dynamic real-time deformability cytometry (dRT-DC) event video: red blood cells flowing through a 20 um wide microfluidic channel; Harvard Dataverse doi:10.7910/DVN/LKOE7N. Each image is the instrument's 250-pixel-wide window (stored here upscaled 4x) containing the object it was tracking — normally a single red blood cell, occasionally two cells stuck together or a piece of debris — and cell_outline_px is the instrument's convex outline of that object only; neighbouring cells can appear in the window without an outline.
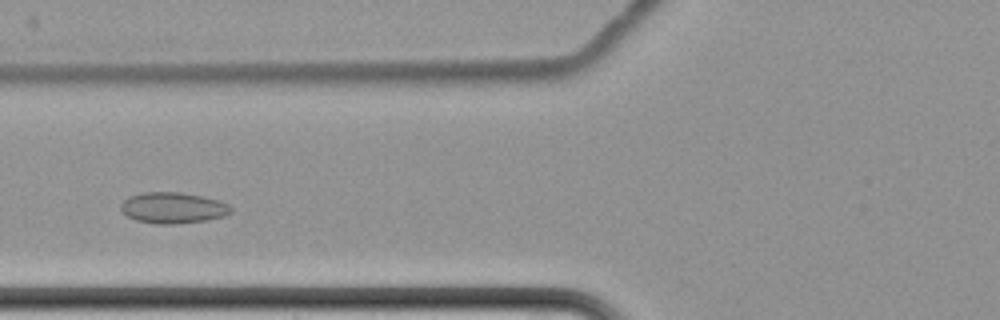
{"species": "common noctule bat (a hibernating species)", "species_latin": "Nyctalus noctula", "temperature_condition": "cold", "stored_images_in_passage": 11, "camera_frame_rate_fps": 3000, "um_per_image_px": 0.085, "animal": {"sex": "female", "body_mass_g": 22.7, "forearm_length_mm": 54.2}, "frame": {"image": 1, "passage_image": 5, "time_ms": 5.667, "image_size_px": [1000, 320], "cell_outline_px": [[232, 212], [224, 216], [208, 220], [176, 224], [156, 224], [136, 220], [120, 212], [120, 204], [128, 196], [144, 192], [180, 192], [220, 200], [228, 204], [232, 208]], "centroid_in_image_um": [14.69, 17.67], "position_along_channel_um": 111.1, "area_um2": 20.11}}
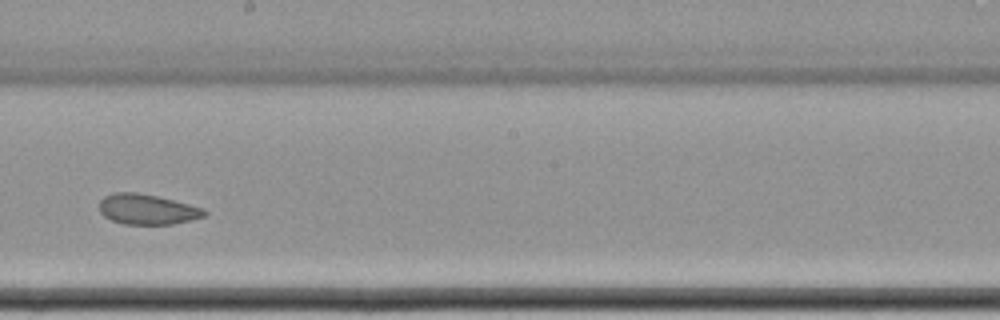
{"frame": {"image": 2, "passage_image": 8, "time_ms": 9.333, "image_size_px": [1000, 320], "cell_outline_px": [[208, 212], [204, 216], [172, 224], [124, 224], [112, 220], [104, 216], [100, 212], [100, 200], [104, 196], [116, 192], [136, 192], [156, 196], [188, 204], [200, 208]], "centroid_in_image_um": [12.46, 17.79], "position_along_channel_um": 235.7, "area_um2": 18.21}}
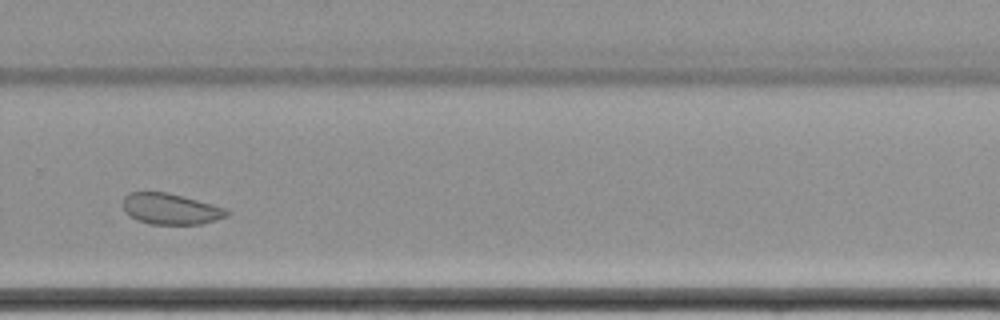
{"frame": {"image": 3, "passage_image": 10, "time_ms": 11.667, "image_size_px": [1000, 320], "cell_outline_px": [[228, 216], [216, 220], [200, 224], [148, 224], [136, 220], [124, 208], [124, 196], [128, 192], [168, 192], [224, 208], [228, 212]], "centroid_in_image_um": [14.48, 17.76], "position_along_channel_um": 315.3, "area_um2": 18.44}}